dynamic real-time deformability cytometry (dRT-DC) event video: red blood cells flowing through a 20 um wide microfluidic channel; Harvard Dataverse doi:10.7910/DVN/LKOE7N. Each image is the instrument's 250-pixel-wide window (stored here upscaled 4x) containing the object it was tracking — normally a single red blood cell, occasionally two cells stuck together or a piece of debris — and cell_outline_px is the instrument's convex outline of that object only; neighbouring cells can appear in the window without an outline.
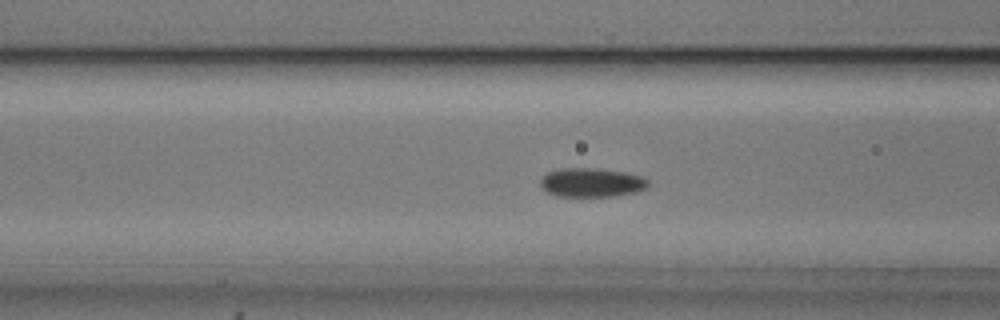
{"species": "common noctule bat (a hibernating species)", "species_latin": "Nyctalus noctula", "temperature_condition": "cold", "stored_images_in_passage": 51, "camera_frame_rate_fps": 3000, "um_per_image_px": 0.085, "animal": {"sex": "male", "body_mass_g": 20.5, "forearm_length_mm": 52.5}, "frame": {"image": 1, "passage_image": 22, "time_ms": 7.0, "image_size_px": [1000, 320], "cell_outline_px": [[648, 188], [636, 192], [616, 196], [556, 196], [548, 192], [540, 184], [540, 180], [548, 172], [560, 168], [592, 168], [624, 172], [644, 176], [648, 180]], "centroid_in_image_um": [50.32, 15.51], "position_along_channel_um": 116.3, "area_um2": 18.21}}
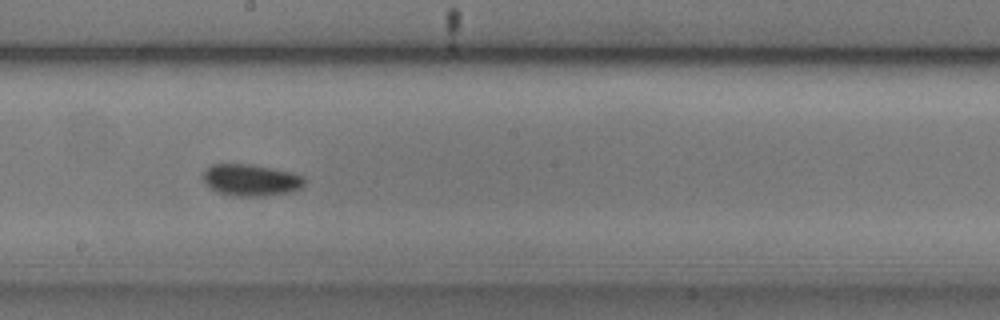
{"frame": {"image": 2, "passage_image": 31, "time_ms": 10.0, "image_size_px": [1000, 320], "cell_outline_px": [[304, 184], [300, 188], [292, 192], [264, 196], [236, 196], [216, 192], [204, 180], [204, 172], [212, 164], [252, 164], [292, 172], [304, 176]], "centroid_in_image_um": [21.37, 15.31], "position_along_channel_um": 226.8, "area_um2": 18.67}}
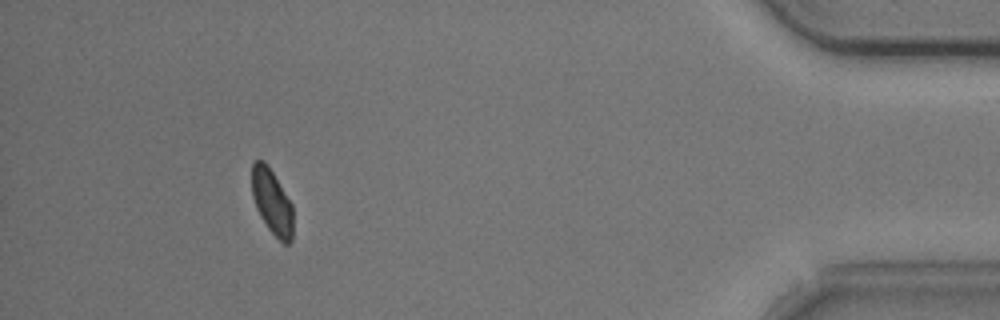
{"frame": {"image": 3, "passage_image": 51, "time_ms": 16.667, "image_size_px": [1000, 320], "cell_outline_px": [[292, 240], [288, 244], [284, 244], [268, 228], [260, 216], [256, 208], [252, 196], [252, 160], [264, 160], [268, 164], [292, 204]], "centroid_in_image_um": [23.1, 17.12], "position_along_channel_um": 412.1, "area_um2": 15.66}, "authors_computed_cell_mechanics": {"area_um2": 17.4556, "velocity_mm_per_s": 3.6783, "shape_relaxation_time_tau1_ms": null, "shape_relaxation_time_tau2_ms": 3.5882, "deformation_change_tau1": null, "deformation_change_tau2": 0.0662}}